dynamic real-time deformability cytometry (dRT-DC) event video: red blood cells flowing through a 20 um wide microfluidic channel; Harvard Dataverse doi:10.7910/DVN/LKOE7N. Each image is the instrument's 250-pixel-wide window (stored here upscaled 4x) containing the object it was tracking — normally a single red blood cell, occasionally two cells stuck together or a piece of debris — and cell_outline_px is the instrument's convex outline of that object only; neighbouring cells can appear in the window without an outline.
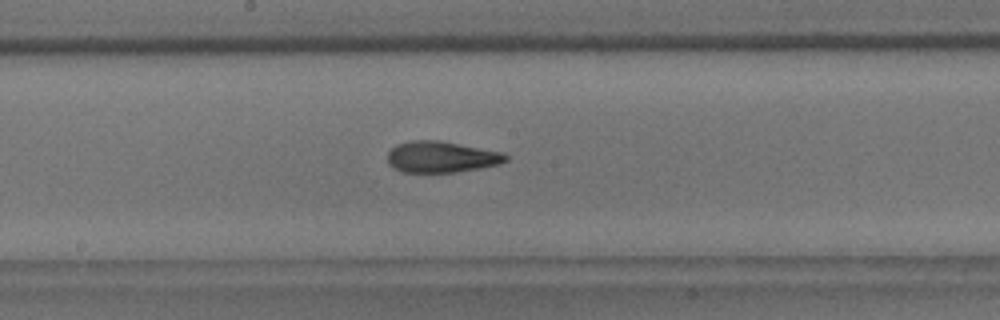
{"species": "common noctule bat (a hibernating species)", "species_latin": "Nyctalus noctula", "temperature_condition": "room temperature", "stored_images_in_passage": 47, "camera_frame_rate_fps": 3000, "um_per_image_px": 0.085, "animal": {"sex": "male", "body_mass_g": 18.8}, "frame": {"image": 1, "passage_image": 27, "time_ms": 8.667, "image_size_px": [1000, 320], "cell_outline_px": [[508, 160], [500, 164], [480, 168], [456, 172], [404, 172], [392, 168], [388, 164], [388, 152], [396, 144], [412, 140], [440, 140], [500, 152], [508, 156]], "centroid_in_image_um": [37.48, 13.34], "position_along_channel_um": 210.7, "area_um2": 21.5}}
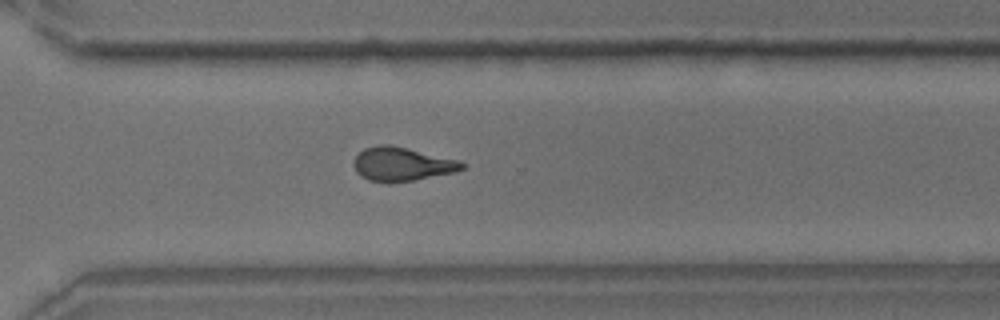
{"frame": {"image": 2, "passage_image": 37, "time_ms": 12.0, "image_size_px": [1000, 320], "cell_outline_px": [[468, 164], [464, 168], [456, 172], [412, 180], [388, 184], [368, 180], [360, 176], [356, 172], [352, 164], [356, 156], [364, 148], [376, 144], [388, 144], [408, 148], [460, 160]], "centroid_in_image_um": [34.16, 13.95], "position_along_channel_um": 336.4, "area_um2": 21.73}}
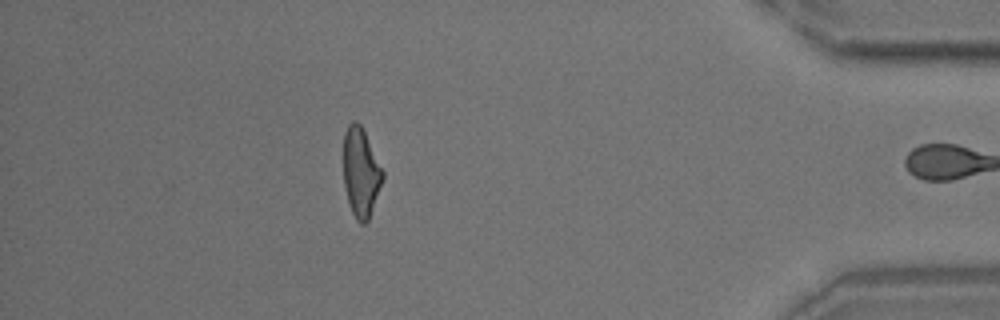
{"frame": {"image": 3, "passage_image": 46, "time_ms": 15.0, "image_size_px": [1000, 320], "cell_outline_px": [[384, 180], [368, 220], [364, 224], [360, 224], [356, 220], [352, 212], [348, 200], [344, 184], [344, 132], [348, 124], [352, 120], [356, 120], [360, 124], [384, 172]], "centroid_in_image_um": [30.68, 14.66], "position_along_channel_um": 404.5, "area_um2": 20.29}, "authors_computed_cell_mechanics": {"area_um2": 21.097, "velocity_mm_per_s": 3.7843, "shape_relaxation_time_tau1_ms": 5.5644, "shape_relaxation_time_tau2_ms": 1.555, "deformation_change_tau1": 0.199, "deformation_change_tau2": 0.1047}}